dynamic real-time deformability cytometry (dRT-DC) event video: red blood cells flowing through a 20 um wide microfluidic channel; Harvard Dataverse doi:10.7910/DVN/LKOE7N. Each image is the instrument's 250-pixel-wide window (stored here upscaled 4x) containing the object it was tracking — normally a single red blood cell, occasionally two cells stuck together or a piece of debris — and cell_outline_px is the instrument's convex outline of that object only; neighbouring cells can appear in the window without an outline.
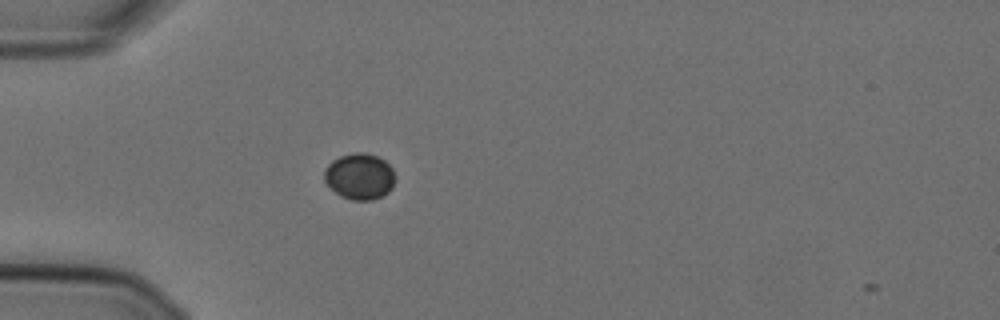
{"species": "Egyptian fruit bat (a non-hibernating species)", "species_latin": "Rousettus aegyptiacus", "temperature_condition": "cold", "stored_images_in_passage": 40, "camera_frame_rate_fps": 3000, "um_per_image_px": 0.085, "animal": {"sex": "female"}, "frame": {"image": 1, "passage_image": 1, "time_ms": 0.0, "image_size_px": [1000, 320], "cell_outline_px": [[396, 180], [392, 188], [388, 192], [372, 200], [352, 200], [340, 196], [324, 180], [324, 168], [332, 160], [340, 156], [356, 152], [364, 152], [376, 156], [384, 160], [392, 168], [396, 176]], "centroid_in_image_um": [30.58, 14.99], "position_along_channel_um": 54.4, "area_um2": 19.13}}
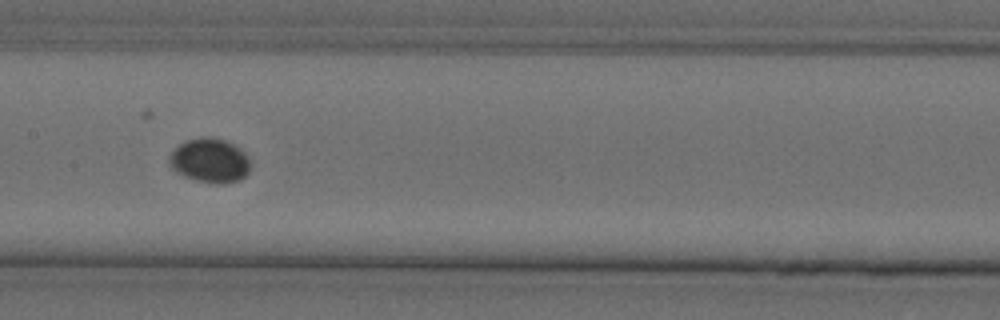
{"frame": {"image": 2, "passage_image": 13, "time_ms": 4.0, "image_size_px": [1000, 320], "cell_outline_px": [[248, 172], [240, 180], [224, 184], [216, 184], [196, 180], [184, 176], [176, 172], [168, 164], [168, 156], [180, 144], [188, 140], [204, 136], [212, 136], [224, 140], [240, 148], [248, 156]], "centroid_in_image_um": [17.81, 13.65], "position_along_channel_um": 189.6, "area_um2": 20.92}}
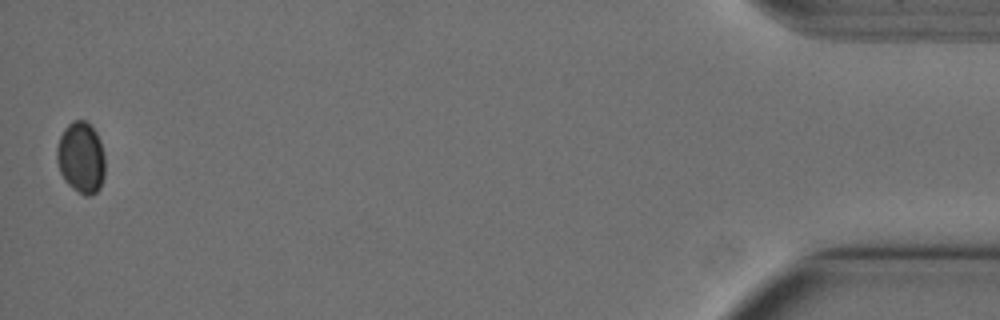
{"frame": {"image": 3, "passage_image": 40, "time_ms": 13.0, "image_size_px": [1000, 320], "cell_outline_px": [[104, 176], [100, 188], [92, 196], [84, 196], [68, 184], [64, 180], [60, 172], [56, 160], [56, 148], [60, 136], [64, 128], [72, 120], [84, 120], [96, 132], [100, 140], [104, 156]], "centroid_in_image_um": [6.88, 13.41], "position_along_channel_um": 428.3, "area_um2": 20.17}}